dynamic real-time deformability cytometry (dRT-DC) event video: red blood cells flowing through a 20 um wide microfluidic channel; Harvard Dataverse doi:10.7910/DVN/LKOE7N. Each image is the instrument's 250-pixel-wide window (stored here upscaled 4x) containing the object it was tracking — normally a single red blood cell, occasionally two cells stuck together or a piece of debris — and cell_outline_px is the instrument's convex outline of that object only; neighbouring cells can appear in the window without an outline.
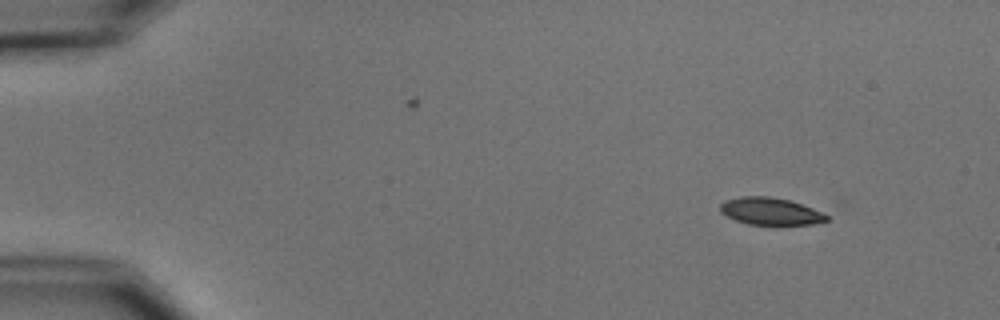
{"species": "common noctule bat (a hibernating species)", "species_latin": "Nyctalus noctula", "temperature_condition": "cold", "stored_images_in_passage": 4, "camera_frame_rate_fps": 3000, "um_per_image_px": 0.085, "animal": {"sex": "male", "body_mass_g": 15.6}, "frame": {"image": 1, "passage_image": 1, "time_ms": 0.0, "image_size_px": [1000, 320], "cell_outline_px": [[828, 220], [812, 224], [748, 224], [736, 220], [720, 212], [720, 204], [724, 200], [740, 196], [768, 196], [788, 200], [812, 208], [828, 216]], "centroid_in_image_um": [65.43, 17.95], "position_along_channel_um": 19.6, "area_um2": 16.59}}
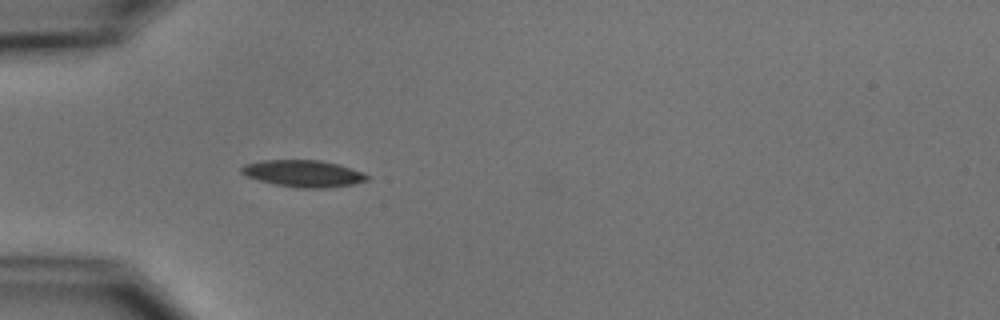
{"frame": {"image": 2, "passage_image": 4, "time_ms": 3.667, "image_size_px": [1000, 320], "cell_outline_px": [[368, 180], [352, 184], [328, 188], [300, 188], [276, 184], [260, 180], [248, 176], [240, 172], [240, 168], [244, 164], [260, 160], [320, 160], [336, 164], [364, 172], [368, 176]], "centroid_in_image_um": [25.78, 14.74], "position_along_channel_um": 59.2, "area_um2": 19.48}}